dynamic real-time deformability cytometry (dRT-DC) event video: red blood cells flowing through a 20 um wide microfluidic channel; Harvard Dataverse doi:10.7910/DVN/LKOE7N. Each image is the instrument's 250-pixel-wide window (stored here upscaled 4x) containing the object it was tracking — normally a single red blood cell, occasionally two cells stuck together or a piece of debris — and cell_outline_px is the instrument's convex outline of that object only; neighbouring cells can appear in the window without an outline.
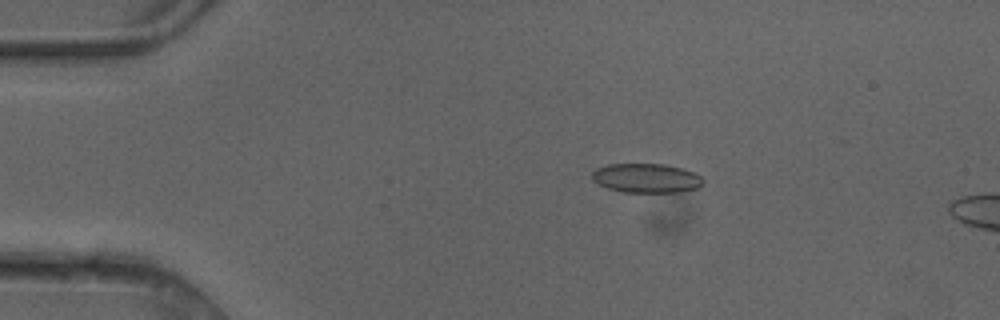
{"species": "common noctule bat (a hibernating species)", "species_latin": "Nyctalus noctula", "temperature_condition": "cold", "stored_images_in_passage": 5, "camera_frame_rate_fps": 3000, "um_per_image_px": 0.085, "animal": {"sex": "female"}, "frame": {"image": 1, "passage_image": 3, "time_ms": 0.667, "image_size_px": [1000, 320], "cell_outline_px": [[704, 184], [700, 188], [676, 192], [624, 192], [608, 188], [592, 180], [592, 172], [596, 168], [608, 164], [664, 164], [684, 168], [696, 172], [704, 180]], "centroid_in_image_um": [54.99, 15.13], "position_along_channel_um": 30.0, "area_um2": 19.13}}